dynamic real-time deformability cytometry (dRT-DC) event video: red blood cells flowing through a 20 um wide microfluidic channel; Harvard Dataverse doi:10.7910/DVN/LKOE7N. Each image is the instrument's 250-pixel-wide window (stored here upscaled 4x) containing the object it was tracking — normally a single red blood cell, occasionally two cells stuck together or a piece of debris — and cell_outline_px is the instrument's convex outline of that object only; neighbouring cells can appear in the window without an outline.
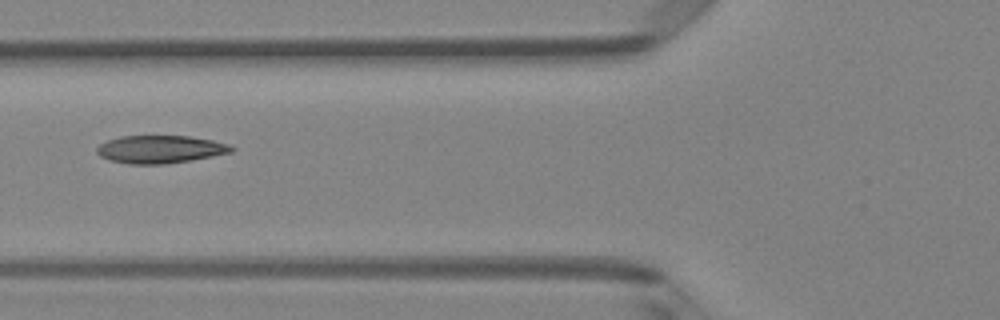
{"species": "Egyptian fruit bat (a non-hibernating species)", "species_latin": "Rousettus aegyptiacus", "temperature_condition": "room temperature", "stored_images_in_passage": 5, "camera_frame_rate_fps": 3000, "um_per_image_px": 0.085, "animal": {"sex": "female"}, "frame": {"image": 1, "passage_image": 4, "time_ms": 1.0, "image_size_px": [1000, 320], "cell_outline_px": [[236, 148], [232, 152], [192, 160], [164, 164], [128, 164], [108, 160], [100, 156], [96, 152], [96, 148], [100, 144], [108, 140], [120, 136], [188, 136], [212, 140], [228, 144]], "centroid_in_image_um": [13.6, 12.69], "position_along_channel_um": 112.2, "area_um2": 21.85}}
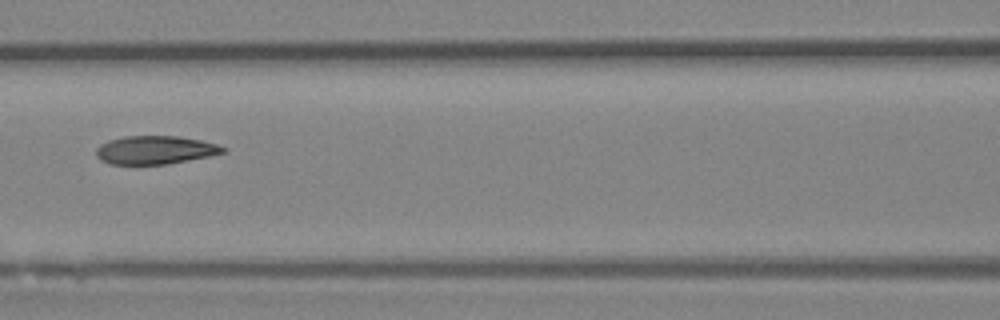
{"frame": {"image": 2, "passage_image": 5, "time_ms": 1.333, "image_size_px": [1000, 320], "cell_outline_px": [[228, 152], [168, 164], [108, 164], [100, 160], [96, 156], [96, 148], [100, 144], [108, 140], [124, 136], [180, 136], [200, 140], [216, 144], [228, 148]], "centroid_in_image_um": [13.18, 12.75], "position_along_channel_um": 153.4, "area_um2": 21.1}}